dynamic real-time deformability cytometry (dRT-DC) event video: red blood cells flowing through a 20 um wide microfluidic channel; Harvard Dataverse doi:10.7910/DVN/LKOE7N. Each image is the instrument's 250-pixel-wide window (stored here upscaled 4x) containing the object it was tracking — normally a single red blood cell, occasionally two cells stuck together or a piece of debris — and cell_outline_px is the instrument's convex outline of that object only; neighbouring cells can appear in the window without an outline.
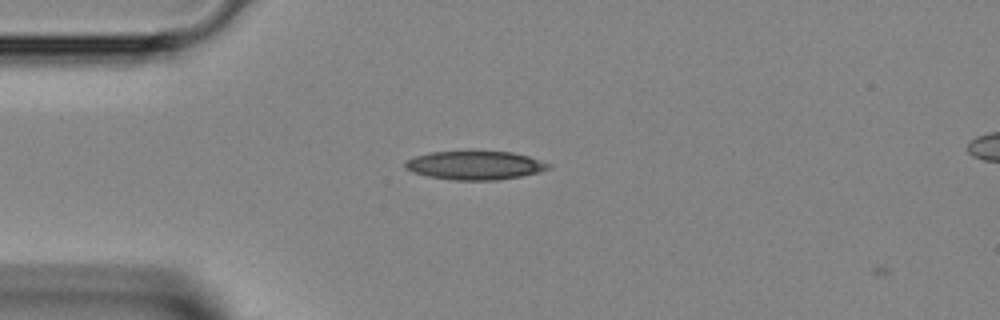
{"species": "Egyptian fruit bat (a non-hibernating species)", "species_latin": "Rousettus aegyptiacus", "temperature_condition": "room temperature", "stored_images_in_passage": 3, "camera_frame_rate_fps": 3000, "um_per_image_px": 0.085, "animal": {"sex": "female"}, "frame": {"image": 1, "passage_image": 1, "time_ms": 0.0, "image_size_px": [1000, 320], "cell_outline_px": [[552, 168], [520, 176], [496, 180], [452, 180], [428, 176], [412, 172], [404, 168], [404, 160], [416, 156], [432, 152], [512, 152], [528, 156], [552, 164]], "centroid_in_image_um": [40.35, 14.06], "position_along_channel_um": 44.7, "area_um2": 23.76}}